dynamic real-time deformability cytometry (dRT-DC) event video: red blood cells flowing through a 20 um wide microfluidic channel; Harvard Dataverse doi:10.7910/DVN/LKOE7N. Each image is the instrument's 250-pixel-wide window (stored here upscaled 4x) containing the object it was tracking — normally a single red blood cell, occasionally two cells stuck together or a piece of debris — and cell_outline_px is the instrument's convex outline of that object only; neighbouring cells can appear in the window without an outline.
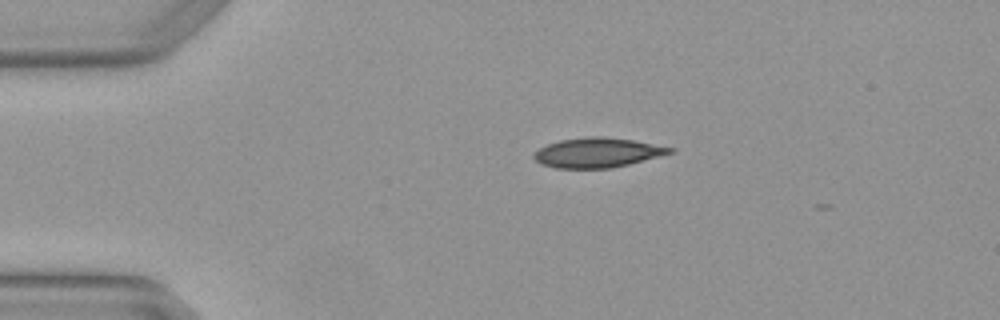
{"species": "Egyptian fruit bat (a non-hibernating species)", "species_latin": "Rousettus aegyptiacus", "temperature_condition": "warm", "stored_images_in_passage": 2, "camera_frame_rate_fps": 3000, "um_per_image_px": 0.085, "animal": {"sex": "female"}, "frame": {"image": 1, "passage_image": 1, "time_ms": 0.0, "image_size_px": [1000, 320], "cell_outline_px": [[676, 152], [612, 168], [556, 168], [540, 164], [532, 156], [540, 148], [548, 144], [560, 140], [592, 136], [604, 136], [632, 140], [676, 148]], "centroid_in_image_um": [50.81, 12.97], "position_along_channel_um": 34.2, "area_um2": 23.47}}